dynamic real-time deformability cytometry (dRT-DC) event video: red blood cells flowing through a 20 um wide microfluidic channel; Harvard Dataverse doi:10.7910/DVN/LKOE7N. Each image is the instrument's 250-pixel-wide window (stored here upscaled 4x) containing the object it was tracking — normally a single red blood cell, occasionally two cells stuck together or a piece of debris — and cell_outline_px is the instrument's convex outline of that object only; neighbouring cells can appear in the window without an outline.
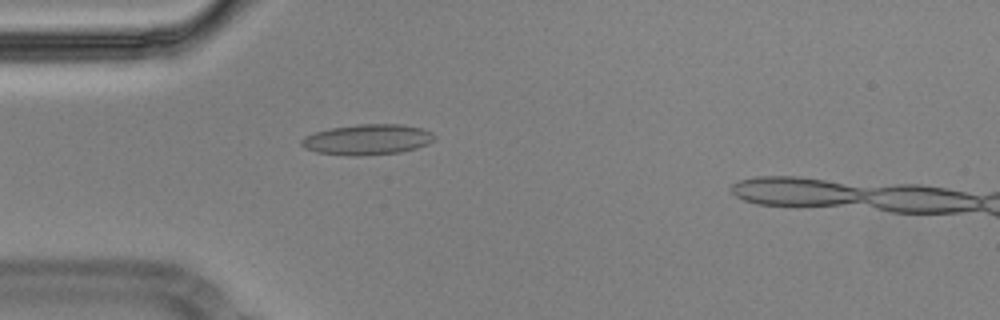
{"species": "Egyptian fruit bat (a non-hibernating species)", "species_latin": "Rousettus aegyptiacus", "temperature_condition": "cold", "stored_images_in_passage": 53, "camera_frame_rate_fps": 3000, "um_per_image_px": 0.085, "animal": {"sex": "male"}, "frame": {"image": 1, "passage_image": 16, "time_ms": 5.0, "image_size_px": [1000, 320], "cell_outline_px": [[436, 136], [428, 144], [416, 148], [400, 152], [360, 156], [348, 156], [316, 152], [304, 148], [300, 144], [300, 140], [304, 136], [316, 132], [332, 128], [356, 124], [400, 124], [424, 128], [432, 132]], "centroid_in_image_um": [31.22, 11.86], "position_along_channel_um": 53.8, "area_um2": 23.81}}
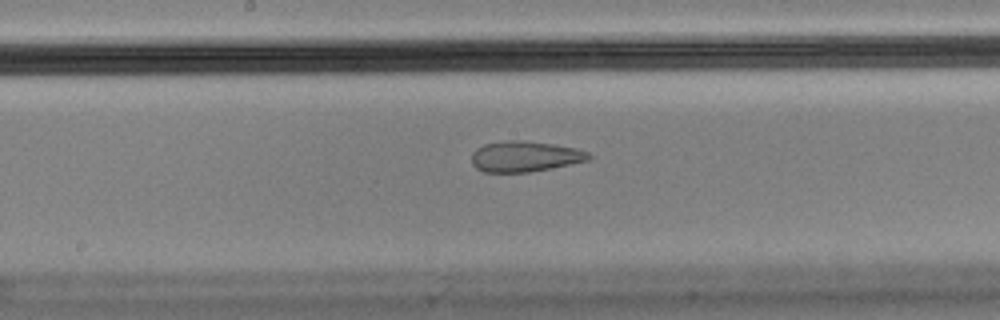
{"frame": {"image": 2, "passage_image": 29, "time_ms": 9.333, "image_size_px": [1000, 320], "cell_outline_px": [[592, 156], [588, 160], [528, 172], [484, 172], [476, 168], [472, 164], [472, 152], [476, 148], [484, 144], [504, 140], [524, 140], [552, 144], [576, 148], [588, 152]], "centroid_in_image_um": [44.57, 13.28], "position_along_channel_um": 203.6, "area_um2": 20.81}}
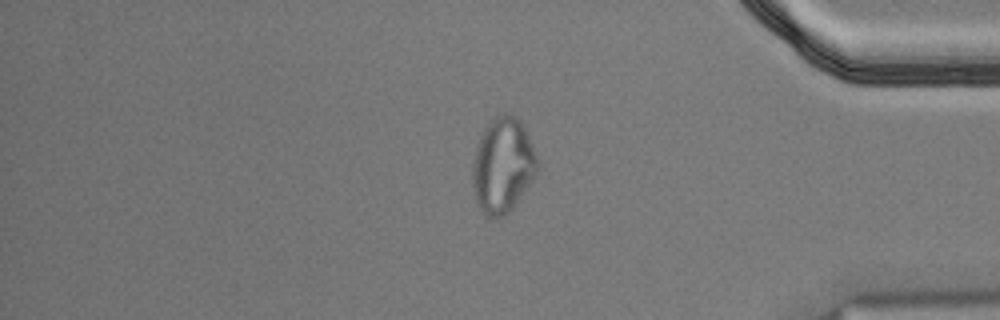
{"frame": {"image": 3, "passage_image": 47, "time_ms": 15.333, "image_size_px": [1000, 320], "cell_outline_px": [[540, 164], [536, 176], [512, 208], [504, 216], [496, 220], [480, 212], [476, 204], [472, 184], [472, 164], [476, 144], [484, 128], [492, 116], [504, 112], [508, 112], [516, 116], [520, 120], [528, 136]], "centroid_in_image_um": [42.71, 14.05], "position_along_channel_um": 392.5, "area_um2": 36.76}, "authors_computed_cell_mechanics": {"area_um2": 22.4264, "velocity_mm_per_s": 3.5763, "shape_relaxation_time_tau1_ms": null, "shape_relaxation_time_tau2_ms": 1.7509, "deformation_change_tau1": null, "deformation_change_tau2": 0.0905}}